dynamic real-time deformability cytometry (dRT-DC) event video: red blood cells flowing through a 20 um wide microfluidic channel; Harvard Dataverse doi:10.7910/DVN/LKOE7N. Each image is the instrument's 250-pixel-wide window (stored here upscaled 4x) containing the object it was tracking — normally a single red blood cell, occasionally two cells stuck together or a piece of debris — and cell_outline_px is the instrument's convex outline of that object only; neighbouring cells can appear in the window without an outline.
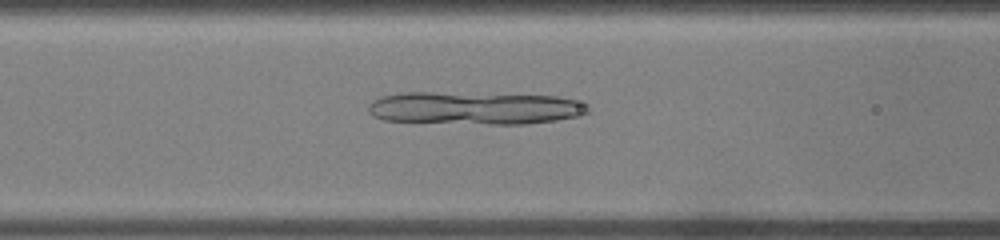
{"species": "common noctule bat (a hibernating species)", "species_latin": "Nyctalus noctula", "temperature_condition": "warm", "stored_images_in_passage": 30, "camera_frame_rate_fps": 3000, "um_per_image_px": 0.085, "animal": {"sex": "male", "body_mass_g": 19.0, "forearm_length_mm": 50.8}, "frame": {"image": 1, "passage_image": 8, "time_ms": 2.333, "image_size_px": [1000, 240], "cell_outline_px": [[588, 112], [580, 116], [556, 120], [524, 124], [488, 124], [384, 120], [372, 116], [368, 112], [368, 104], [372, 100], [380, 96], [400, 92], [432, 92], [556, 96], [588, 104]], "centroid_in_image_um": [40.29, 9.18], "position_along_channel_um": 126.3, "area_um2": 41.91}}
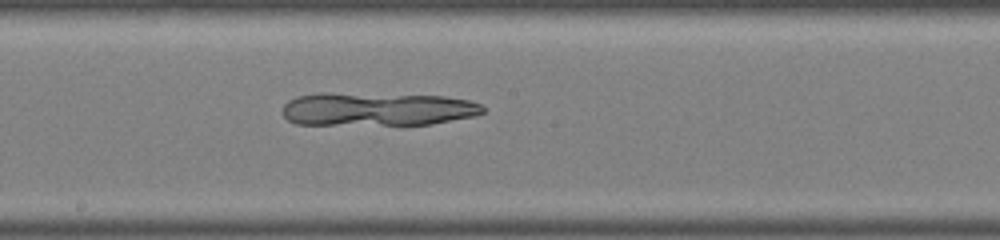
{"frame": {"image": 2, "passage_image": 13, "time_ms": 4.0, "image_size_px": [1000, 240], "cell_outline_px": [[484, 112], [476, 116], [432, 124], [404, 128], [296, 124], [288, 120], [284, 116], [284, 104], [288, 100], [296, 96], [320, 92], [328, 92], [444, 96], [468, 100], [480, 104], [484, 108]], "centroid_in_image_um": [32.06, 9.33], "position_along_channel_um": 216.1, "area_um2": 41.1}}
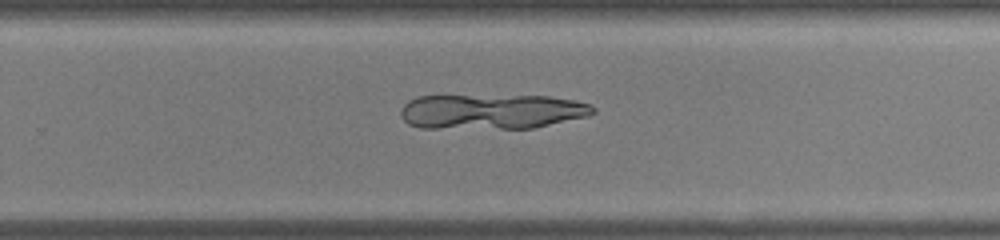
{"frame": {"image": 3, "passage_image": 17, "time_ms": 5.333, "image_size_px": [1000, 240], "cell_outline_px": [[596, 112], [588, 116], [532, 128], [420, 128], [408, 124], [400, 116], [400, 112], [404, 104], [408, 100], [416, 96], [548, 96], [576, 100], [592, 104], [596, 108]], "centroid_in_image_um": [41.8, 9.48], "position_along_channel_um": 288.0, "area_um2": 39.42}}